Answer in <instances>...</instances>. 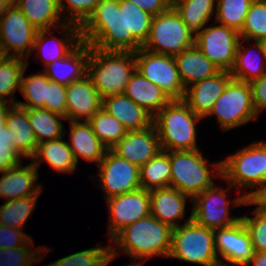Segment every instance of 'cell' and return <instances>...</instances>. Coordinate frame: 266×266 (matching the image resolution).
<instances>
[{
	"label": "cell",
	"mask_w": 266,
	"mask_h": 266,
	"mask_svg": "<svg viewBox=\"0 0 266 266\" xmlns=\"http://www.w3.org/2000/svg\"><path fill=\"white\" fill-rule=\"evenodd\" d=\"M80 33L83 42L103 51L136 52L142 47L126 35L125 0H100Z\"/></svg>",
	"instance_id": "cell-1"
},
{
	"label": "cell",
	"mask_w": 266,
	"mask_h": 266,
	"mask_svg": "<svg viewBox=\"0 0 266 266\" xmlns=\"http://www.w3.org/2000/svg\"><path fill=\"white\" fill-rule=\"evenodd\" d=\"M172 228L152 215L139 219L121 230L110 242L117 244L125 255L144 265L153 256L169 257ZM147 258V259H146Z\"/></svg>",
	"instance_id": "cell-2"
},
{
	"label": "cell",
	"mask_w": 266,
	"mask_h": 266,
	"mask_svg": "<svg viewBox=\"0 0 266 266\" xmlns=\"http://www.w3.org/2000/svg\"><path fill=\"white\" fill-rule=\"evenodd\" d=\"M135 70V52L103 51L90 46L87 75L102 99L124 94Z\"/></svg>",
	"instance_id": "cell-3"
},
{
	"label": "cell",
	"mask_w": 266,
	"mask_h": 266,
	"mask_svg": "<svg viewBox=\"0 0 266 266\" xmlns=\"http://www.w3.org/2000/svg\"><path fill=\"white\" fill-rule=\"evenodd\" d=\"M166 152L171 165L170 187L191 200L214 184L213 177L222 176L221 161L210 164L212 168H209V160L198 149Z\"/></svg>",
	"instance_id": "cell-4"
},
{
	"label": "cell",
	"mask_w": 266,
	"mask_h": 266,
	"mask_svg": "<svg viewBox=\"0 0 266 266\" xmlns=\"http://www.w3.org/2000/svg\"><path fill=\"white\" fill-rule=\"evenodd\" d=\"M202 119L184 100H171L153 118L163 151L196 150V124Z\"/></svg>",
	"instance_id": "cell-5"
},
{
	"label": "cell",
	"mask_w": 266,
	"mask_h": 266,
	"mask_svg": "<svg viewBox=\"0 0 266 266\" xmlns=\"http://www.w3.org/2000/svg\"><path fill=\"white\" fill-rule=\"evenodd\" d=\"M168 258L204 266H222L214 245V230L197 224L192 215L183 225L172 229Z\"/></svg>",
	"instance_id": "cell-6"
},
{
	"label": "cell",
	"mask_w": 266,
	"mask_h": 266,
	"mask_svg": "<svg viewBox=\"0 0 266 266\" xmlns=\"http://www.w3.org/2000/svg\"><path fill=\"white\" fill-rule=\"evenodd\" d=\"M223 179L228 183V189L244 187L253 189L244 196L248 198L264 183L266 173V141H256L244 147L221 161Z\"/></svg>",
	"instance_id": "cell-7"
},
{
	"label": "cell",
	"mask_w": 266,
	"mask_h": 266,
	"mask_svg": "<svg viewBox=\"0 0 266 266\" xmlns=\"http://www.w3.org/2000/svg\"><path fill=\"white\" fill-rule=\"evenodd\" d=\"M195 44V34L175 9L153 17L150 34L142 48L157 54L175 56Z\"/></svg>",
	"instance_id": "cell-8"
},
{
	"label": "cell",
	"mask_w": 266,
	"mask_h": 266,
	"mask_svg": "<svg viewBox=\"0 0 266 266\" xmlns=\"http://www.w3.org/2000/svg\"><path fill=\"white\" fill-rule=\"evenodd\" d=\"M214 115L221 130L224 131L237 128L257 118L252 103L250 83L231 79L206 117Z\"/></svg>",
	"instance_id": "cell-9"
},
{
	"label": "cell",
	"mask_w": 266,
	"mask_h": 266,
	"mask_svg": "<svg viewBox=\"0 0 266 266\" xmlns=\"http://www.w3.org/2000/svg\"><path fill=\"white\" fill-rule=\"evenodd\" d=\"M225 188L217 187L215 183L198 194L192 201V219L199 225L210 228L220 229L237 223L241 216H230V203L233 206H245L247 198L244 194L237 196L233 200L227 199Z\"/></svg>",
	"instance_id": "cell-10"
},
{
	"label": "cell",
	"mask_w": 266,
	"mask_h": 266,
	"mask_svg": "<svg viewBox=\"0 0 266 266\" xmlns=\"http://www.w3.org/2000/svg\"><path fill=\"white\" fill-rule=\"evenodd\" d=\"M136 70L161 88L171 100H183L185 88L181 82L174 56L157 54L144 48L135 52Z\"/></svg>",
	"instance_id": "cell-11"
},
{
	"label": "cell",
	"mask_w": 266,
	"mask_h": 266,
	"mask_svg": "<svg viewBox=\"0 0 266 266\" xmlns=\"http://www.w3.org/2000/svg\"><path fill=\"white\" fill-rule=\"evenodd\" d=\"M37 31L13 3L0 18V52L3 56L28 59Z\"/></svg>",
	"instance_id": "cell-12"
},
{
	"label": "cell",
	"mask_w": 266,
	"mask_h": 266,
	"mask_svg": "<svg viewBox=\"0 0 266 266\" xmlns=\"http://www.w3.org/2000/svg\"><path fill=\"white\" fill-rule=\"evenodd\" d=\"M140 168L107 149L98 164V181L105 192L104 199L128 193L141 188Z\"/></svg>",
	"instance_id": "cell-13"
},
{
	"label": "cell",
	"mask_w": 266,
	"mask_h": 266,
	"mask_svg": "<svg viewBox=\"0 0 266 266\" xmlns=\"http://www.w3.org/2000/svg\"><path fill=\"white\" fill-rule=\"evenodd\" d=\"M239 40V32L221 24L206 26L195 35L196 46L220 71L232 69Z\"/></svg>",
	"instance_id": "cell-14"
},
{
	"label": "cell",
	"mask_w": 266,
	"mask_h": 266,
	"mask_svg": "<svg viewBox=\"0 0 266 266\" xmlns=\"http://www.w3.org/2000/svg\"><path fill=\"white\" fill-rule=\"evenodd\" d=\"M106 202L110 211L109 241L128 225L150 215V191L143 188L110 197Z\"/></svg>",
	"instance_id": "cell-15"
},
{
	"label": "cell",
	"mask_w": 266,
	"mask_h": 266,
	"mask_svg": "<svg viewBox=\"0 0 266 266\" xmlns=\"http://www.w3.org/2000/svg\"><path fill=\"white\" fill-rule=\"evenodd\" d=\"M215 251L226 263L222 266H247L254 256L251 237L243 221L214 230Z\"/></svg>",
	"instance_id": "cell-16"
},
{
	"label": "cell",
	"mask_w": 266,
	"mask_h": 266,
	"mask_svg": "<svg viewBox=\"0 0 266 266\" xmlns=\"http://www.w3.org/2000/svg\"><path fill=\"white\" fill-rule=\"evenodd\" d=\"M111 149L139 168L162 150L154 124L143 130L127 131L126 135Z\"/></svg>",
	"instance_id": "cell-17"
},
{
	"label": "cell",
	"mask_w": 266,
	"mask_h": 266,
	"mask_svg": "<svg viewBox=\"0 0 266 266\" xmlns=\"http://www.w3.org/2000/svg\"><path fill=\"white\" fill-rule=\"evenodd\" d=\"M59 29L62 32L63 38L61 39L54 36L49 37L48 34H53L52 29L38 30L36 33L33 52L37 50L40 53L36 59L42 58L41 63L44 64V68L53 61L66 57L82 41L79 26L65 23Z\"/></svg>",
	"instance_id": "cell-18"
},
{
	"label": "cell",
	"mask_w": 266,
	"mask_h": 266,
	"mask_svg": "<svg viewBox=\"0 0 266 266\" xmlns=\"http://www.w3.org/2000/svg\"><path fill=\"white\" fill-rule=\"evenodd\" d=\"M102 107V98L90 77L72 82L66 89V119L68 121H89Z\"/></svg>",
	"instance_id": "cell-19"
},
{
	"label": "cell",
	"mask_w": 266,
	"mask_h": 266,
	"mask_svg": "<svg viewBox=\"0 0 266 266\" xmlns=\"http://www.w3.org/2000/svg\"><path fill=\"white\" fill-rule=\"evenodd\" d=\"M0 174V197L5 201L41 195L43 192L42 184L37 182L38 169L32 162L25 166L21 162L17 167Z\"/></svg>",
	"instance_id": "cell-20"
},
{
	"label": "cell",
	"mask_w": 266,
	"mask_h": 266,
	"mask_svg": "<svg viewBox=\"0 0 266 266\" xmlns=\"http://www.w3.org/2000/svg\"><path fill=\"white\" fill-rule=\"evenodd\" d=\"M231 79L229 71H220L213 77L189 86L183 100L195 114L205 118Z\"/></svg>",
	"instance_id": "cell-21"
},
{
	"label": "cell",
	"mask_w": 266,
	"mask_h": 266,
	"mask_svg": "<svg viewBox=\"0 0 266 266\" xmlns=\"http://www.w3.org/2000/svg\"><path fill=\"white\" fill-rule=\"evenodd\" d=\"M89 57L90 45L81 41L66 57L53 61L43 71L51 81L67 87L87 75Z\"/></svg>",
	"instance_id": "cell-22"
},
{
	"label": "cell",
	"mask_w": 266,
	"mask_h": 266,
	"mask_svg": "<svg viewBox=\"0 0 266 266\" xmlns=\"http://www.w3.org/2000/svg\"><path fill=\"white\" fill-rule=\"evenodd\" d=\"M188 199L187 195L170 186L150 190V215L172 229L178 227L179 220L185 216Z\"/></svg>",
	"instance_id": "cell-23"
},
{
	"label": "cell",
	"mask_w": 266,
	"mask_h": 266,
	"mask_svg": "<svg viewBox=\"0 0 266 266\" xmlns=\"http://www.w3.org/2000/svg\"><path fill=\"white\" fill-rule=\"evenodd\" d=\"M102 108L121 122L127 131L143 130L153 125V116L125 94L102 99Z\"/></svg>",
	"instance_id": "cell-24"
},
{
	"label": "cell",
	"mask_w": 266,
	"mask_h": 266,
	"mask_svg": "<svg viewBox=\"0 0 266 266\" xmlns=\"http://www.w3.org/2000/svg\"><path fill=\"white\" fill-rule=\"evenodd\" d=\"M179 76L185 90L204 79L215 76L220 69L194 44L174 56Z\"/></svg>",
	"instance_id": "cell-25"
},
{
	"label": "cell",
	"mask_w": 266,
	"mask_h": 266,
	"mask_svg": "<svg viewBox=\"0 0 266 266\" xmlns=\"http://www.w3.org/2000/svg\"><path fill=\"white\" fill-rule=\"evenodd\" d=\"M70 140L68 145L72 150L76 163L79 157L98 165L104 158L107 147L94 134L91 125L87 121H69Z\"/></svg>",
	"instance_id": "cell-26"
},
{
	"label": "cell",
	"mask_w": 266,
	"mask_h": 266,
	"mask_svg": "<svg viewBox=\"0 0 266 266\" xmlns=\"http://www.w3.org/2000/svg\"><path fill=\"white\" fill-rule=\"evenodd\" d=\"M124 94L153 117L171 101L161 88L137 70L131 75Z\"/></svg>",
	"instance_id": "cell-27"
},
{
	"label": "cell",
	"mask_w": 266,
	"mask_h": 266,
	"mask_svg": "<svg viewBox=\"0 0 266 266\" xmlns=\"http://www.w3.org/2000/svg\"><path fill=\"white\" fill-rule=\"evenodd\" d=\"M36 30L57 29L66 22L58 0H13Z\"/></svg>",
	"instance_id": "cell-28"
},
{
	"label": "cell",
	"mask_w": 266,
	"mask_h": 266,
	"mask_svg": "<svg viewBox=\"0 0 266 266\" xmlns=\"http://www.w3.org/2000/svg\"><path fill=\"white\" fill-rule=\"evenodd\" d=\"M63 138L47 140L38 144L36 153L30 159L37 169L43 161L59 173L73 174L75 172L77 163L68 141Z\"/></svg>",
	"instance_id": "cell-29"
},
{
	"label": "cell",
	"mask_w": 266,
	"mask_h": 266,
	"mask_svg": "<svg viewBox=\"0 0 266 266\" xmlns=\"http://www.w3.org/2000/svg\"><path fill=\"white\" fill-rule=\"evenodd\" d=\"M6 126L9 128L15 150L23 158L31 159L36 153L38 142L30 125L27 110L13 105L9 109Z\"/></svg>",
	"instance_id": "cell-30"
},
{
	"label": "cell",
	"mask_w": 266,
	"mask_h": 266,
	"mask_svg": "<svg viewBox=\"0 0 266 266\" xmlns=\"http://www.w3.org/2000/svg\"><path fill=\"white\" fill-rule=\"evenodd\" d=\"M253 42L254 45L252 46L255 47L254 49H256V52L259 54L251 50L250 46L247 48L246 45L243 46L239 40L235 61L230 70L232 79L250 83L266 73V58L261 41ZM256 55H259V57Z\"/></svg>",
	"instance_id": "cell-31"
},
{
	"label": "cell",
	"mask_w": 266,
	"mask_h": 266,
	"mask_svg": "<svg viewBox=\"0 0 266 266\" xmlns=\"http://www.w3.org/2000/svg\"><path fill=\"white\" fill-rule=\"evenodd\" d=\"M38 144L47 140L64 137L66 134L61 120L65 117L43 108H24Z\"/></svg>",
	"instance_id": "cell-32"
},
{
	"label": "cell",
	"mask_w": 266,
	"mask_h": 266,
	"mask_svg": "<svg viewBox=\"0 0 266 266\" xmlns=\"http://www.w3.org/2000/svg\"><path fill=\"white\" fill-rule=\"evenodd\" d=\"M27 65V59L21 57L3 56L0 59V102L16 105L17 101L12 97L17 89L20 90L22 73Z\"/></svg>",
	"instance_id": "cell-33"
},
{
	"label": "cell",
	"mask_w": 266,
	"mask_h": 266,
	"mask_svg": "<svg viewBox=\"0 0 266 266\" xmlns=\"http://www.w3.org/2000/svg\"><path fill=\"white\" fill-rule=\"evenodd\" d=\"M118 256V250L112 244L99 245L62 257L48 266H107Z\"/></svg>",
	"instance_id": "cell-34"
},
{
	"label": "cell",
	"mask_w": 266,
	"mask_h": 266,
	"mask_svg": "<svg viewBox=\"0 0 266 266\" xmlns=\"http://www.w3.org/2000/svg\"><path fill=\"white\" fill-rule=\"evenodd\" d=\"M141 188L153 190L170 186L171 165L169 154L161 150L155 157L140 167Z\"/></svg>",
	"instance_id": "cell-35"
},
{
	"label": "cell",
	"mask_w": 266,
	"mask_h": 266,
	"mask_svg": "<svg viewBox=\"0 0 266 266\" xmlns=\"http://www.w3.org/2000/svg\"><path fill=\"white\" fill-rule=\"evenodd\" d=\"M216 0H190L175 8L186 26L196 35L215 14ZM205 26V27H204Z\"/></svg>",
	"instance_id": "cell-36"
},
{
	"label": "cell",
	"mask_w": 266,
	"mask_h": 266,
	"mask_svg": "<svg viewBox=\"0 0 266 266\" xmlns=\"http://www.w3.org/2000/svg\"><path fill=\"white\" fill-rule=\"evenodd\" d=\"M88 123L94 134L108 149L115 146L127 133L124 125L102 107Z\"/></svg>",
	"instance_id": "cell-37"
},
{
	"label": "cell",
	"mask_w": 266,
	"mask_h": 266,
	"mask_svg": "<svg viewBox=\"0 0 266 266\" xmlns=\"http://www.w3.org/2000/svg\"><path fill=\"white\" fill-rule=\"evenodd\" d=\"M40 195H33L15 200H6L0 206V225L22 229L33 213Z\"/></svg>",
	"instance_id": "cell-38"
},
{
	"label": "cell",
	"mask_w": 266,
	"mask_h": 266,
	"mask_svg": "<svg viewBox=\"0 0 266 266\" xmlns=\"http://www.w3.org/2000/svg\"><path fill=\"white\" fill-rule=\"evenodd\" d=\"M28 65L24 68L20 92L25 97L27 102L17 101L16 105L22 108H43L44 109V100H46L47 86L50 79L47 77L45 72L31 74L28 77H25V70Z\"/></svg>",
	"instance_id": "cell-39"
},
{
	"label": "cell",
	"mask_w": 266,
	"mask_h": 266,
	"mask_svg": "<svg viewBox=\"0 0 266 266\" xmlns=\"http://www.w3.org/2000/svg\"><path fill=\"white\" fill-rule=\"evenodd\" d=\"M253 1L254 0H216L215 21L218 24L240 32Z\"/></svg>",
	"instance_id": "cell-40"
},
{
	"label": "cell",
	"mask_w": 266,
	"mask_h": 266,
	"mask_svg": "<svg viewBox=\"0 0 266 266\" xmlns=\"http://www.w3.org/2000/svg\"><path fill=\"white\" fill-rule=\"evenodd\" d=\"M239 34L240 40L246 43L266 39V0L252 2Z\"/></svg>",
	"instance_id": "cell-41"
},
{
	"label": "cell",
	"mask_w": 266,
	"mask_h": 266,
	"mask_svg": "<svg viewBox=\"0 0 266 266\" xmlns=\"http://www.w3.org/2000/svg\"><path fill=\"white\" fill-rule=\"evenodd\" d=\"M153 17L137 4L125 1L126 35H132L143 46L149 37Z\"/></svg>",
	"instance_id": "cell-42"
},
{
	"label": "cell",
	"mask_w": 266,
	"mask_h": 266,
	"mask_svg": "<svg viewBox=\"0 0 266 266\" xmlns=\"http://www.w3.org/2000/svg\"><path fill=\"white\" fill-rule=\"evenodd\" d=\"M32 245L33 241L31 239L24 246L12 249L1 248L0 266H32L34 263L40 262L46 255L43 249L46 252L47 248L40 246L36 250L29 249Z\"/></svg>",
	"instance_id": "cell-43"
},
{
	"label": "cell",
	"mask_w": 266,
	"mask_h": 266,
	"mask_svg": "<svg viewBox=\"0 0 266 266\" xmlns=\"http://www.w3.org/2000/svg\"><path fill=\"white\" fill-rule=\"evenodd\" d=\"M100 0H58L66 23L81 27L95 10Z\"/></svg>",
	"instance_id": "cell-44"
},
{
	"label": "cell",
	"mask_w": 266,
	"mask_h": 266,
	"mask_svg": "<svg viewBox=\"0 0 266 266\" xmlns=\"http://www.w3.org/2000/svg\"><path fill=\"white\" fill-rule=\"evenodd\" d=\"M253 217L241 216L247 231L251 237L254 252L266 251V211L258 208L253 210Z\"/></svg>",
	"instance_id": "cell-45"
},
{
	"label": "cell",
	"mask_w": 266,
	"mask_h": 266,
	"mask_svg": "<svg viewBox=\"0 0 266 266\" xmlns=\"http://www.w3.org/2000/svg\"><path fill=\"white\" fill-rule=\"evenodd\" d=\"M23 157L15 150L9 128L5 125L0 131V172L17 167Z\"/></svg>",
	"instance_id": "cell-46"
},
{
	"label": "cell",
	"mask_w": 266,
	"mask_h": 266,
	"mask_svg": "<svg viewBox=\"0 0 266 266\" xmlns=\"http://www.w3.org/2000/svg\"><path fill=\"white\" fill-rule=\"evenodd\" d=\"M66 89V86L50 80L46 100H44V109L66 118Z\"/></svg>",
	"instance_id": "cell-47"
},
{
	"label": "cell",
	"mask_w": 266,
	"mask_h": 266,
	"mask_svg": "<svg viewBox=\"0 0 266 266\" xmlns=\"http://www.w3.org/2000/svg\"><path fill=\"white\" fill-rule=\"evenodd\" d=\"M32 237L25 234L22 229L10 228L0 225V249H12L26 245Z\"/></svg>",
	"instance_id": "cell-48"
},
{
	"label": "cell",
	"mask_w": 266,
	"mask_h": 266,
	"mask_svg": "<svg viewBox=\"0 0 266 266\" xmlns=\"http://www.w3.org/2000/svg\"><path fill=\"white\" fill-rule=\"evenodd\" d=\"M250 86L252 90V103L257 115H259L266 109V73L250 82Z\"/></svg>",
	"instance_id": "cell-49"
},
{
	"label": "cell",
	"mask_w": 266,
	"mask_h": 266,
	"mask_svg": "<svg viewBox=\"0 0 266 266\" xmlns=\"http://www.w3.org/2000/svg\"><path fill=\"white\" fill-rule=\"evenodd\" d=\"M137 4L145 12L156 16L169 10L166 0H125Z\"/></svg>",
	"instance_id": "cell-50"
},
{
	"label": "cell",
	"mask_w": 266,
	"mask_h": 266,
	"mask_svg": "<svg viewBox=\"0 0 266 266\" xmlns=\"http://www.w3.org/2000/svg\"><path fill=\"white\" fill-rule=\"evenodd\" d=\"M246 205H256V208L266 211V183L255 189L254 193L247 198Z\"/></svg>",
	"instance_id": "cell-51"
},
{
	"label": "cell",
	"mask_w": 266,
	"mask_h": 266,
	"mask_svg": "<svg viewBox=\"0 0 266 266\" xmlns=\"http://www.w3.org/2000/svg\"><path fill=\"white\" fill-rule=\"evenodd\" d=\"M253 264L254 266H266V251L255 252L254 256L250 259L247 265Z\"/></svg>",
	"instance_id": "cell-52"
},
{
	"label": "cell",
	"mask_w": 266,
	"mask_h": 266,
	"mask_svg": "<svg viewBox=\"0 0 266 266\" xmlns=\"http://www.w3.org/2000/svg\"><path fill=\"white\" fill-rule=\"evenodd\" d=\"M13 106V104H8L6 102H0V131L1 128L6 125V119L8 116L9 109Z\"/></svg>",
	"instance_id": "cell-53"
},
{
	"label": "cell",
	"mask_w": 266,
	"mask_h": 266,
	"mask_svg": "<svg viewBox=\"0 0 266 266\" xmlns=\"http://www.w3.org/2000/svg\"><path fill=\"white\" fill-rule=\"evenodd\" d=\"M13 5V0H0V18Z\"/></svg>",
	"instance_id": "cell-54"
},
{
	"label": "cell",
	"mask_w": 266,
	"mask_h": 266,
	"mask_svg": "<svg viewBox=\"0 0 266 266\" xmlns=\"http://www.w3.org/2000/svg\"><path fill=\"white\" fill-rule=\"evenodd\" d=\"M166 1H167L169 9H175L179 5H181L187 1H190V0H166Z\"/></svg>",
	"instance_id": "cell-55"
},
{
	"label": "cell",
	"mask_w": 266,
	"mask_h": 266,
	"mask_svg": "<svg viewBox=\"0 0 266 266\" xmlns=\"http://www.w3.org/2000/svg\"><path fill=\"white\" fill-rule=\"evenodd\" d=\"M261 44H262L264 55H265V58H266V39L262 40Z\"/></svg>",
	"instance_id": "cell-56"
},
{
	"label": "cell",
	"mask_w": 266,
	"mask_h": 266,
	"mask_svg": "<svg viewBox=\"0 0 266 266\" xmlns=\"http://www.w3.org/2000/svg\"><path fill=\"white\" fill-rule=\"evenodd\" d=\"M122 266H142V265H140V264L137 263V262H134V263H130V264H128V265H122Z\"/></svg>",
	"instance_id": "cell-57"
},
{
	"label": "cell",
	"mask_w": 266,
	"mask_h": 266,
	"mask_svg": "<svg viewBox=\"0 0 266 266\" xmlns=\"http://www.w3.org/2000/svg\"><path fill=\"white\" fill-rule=\"evenodd\" d=\"M264 183H266V173H265V175H264Z\"/></svg>",
	"instance_id": "cell-58"
}]
</instances>
